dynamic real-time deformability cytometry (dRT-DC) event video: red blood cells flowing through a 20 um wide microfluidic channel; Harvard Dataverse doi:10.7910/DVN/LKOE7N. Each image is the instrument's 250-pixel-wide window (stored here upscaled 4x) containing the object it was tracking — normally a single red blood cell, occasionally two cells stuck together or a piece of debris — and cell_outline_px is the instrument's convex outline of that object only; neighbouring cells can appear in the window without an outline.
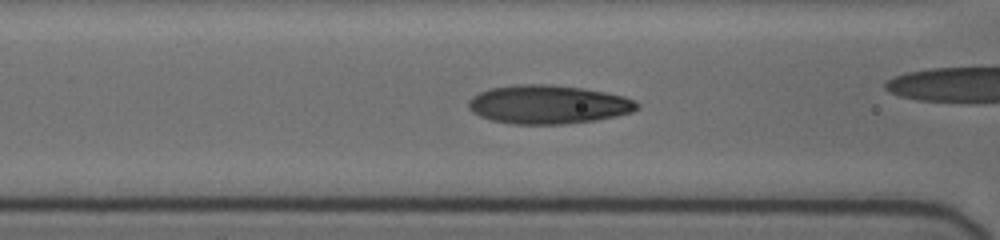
{"species": "human", "species_latin": "Homo sapiens", "temperature_condition": "cold", "stored_images_in_passage": 51, "camera_frame_rate_fps": 3000, "um_per_image_px": 0.085, "donor": {"sex": "female"}, "frame": {"image": 1, "passage_image": 28, "time_ms": 9.0, "image_size_px": [1000, 240], "cell_outline_px": [[640, 108], [632, 112], [616, 116], [596, 120], [564, 124], [512, 124], [492, 120], [480, 116], [472, 112], [468, 108], [468, 100], [472, 96], [488, 88], [516, 84], [548, 84], [584, 88], [624, 96], [640, 104]], "centroid_in_image_um": [46.58, 8.88], "position_along_channel_um": 120.0, "area_um2": 38.21}}
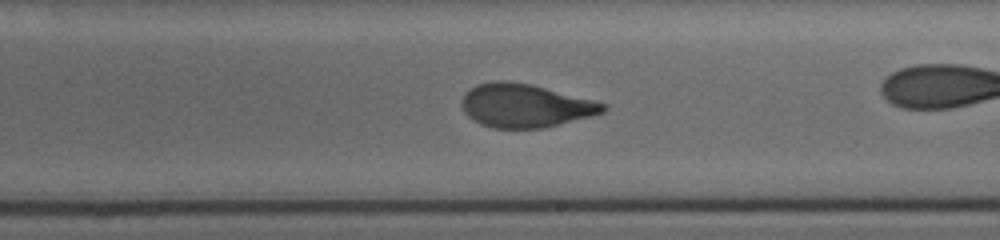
{"frame": {"image": 2, "passage_image": 38, "time_ms": 12.333, "image_size_px": [1000, 240], "cell_outline_px": [[608, 108], [604, 112], [592, 116], [544, 128], [492, 128], [480, 124], [472, 120], [464, 112], [460, 104], [460, 100], [476, 84], [496, 80], [508, 80], [532, 84], [596, 100], [608, 104]], "centroid_in_image_um": [44.66, 8.97], "position_along_channel_um": 244.3, "area_um2": 36.24}}
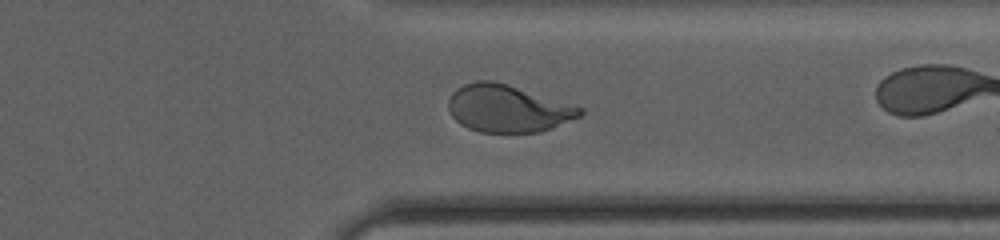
{"frame": {"image": 3, "passage_image": 48, "time_ms": 15.667, "image_size_px": [1000, 240], "cell_outline_px": [[584, 112], [580, 116], [552, 128], [540, 132], [480, 132], [468, 128], [460, 124], [452, 116], [448, 108], [448, 100], [452, 92], [456, 88], [464, 84], [476, 80], [492, 80], [584, 108]], "centroid_in_image_um": [43.12, 9.23], "position_along_channel_um": 368.3, "area_um2": 36.01}}